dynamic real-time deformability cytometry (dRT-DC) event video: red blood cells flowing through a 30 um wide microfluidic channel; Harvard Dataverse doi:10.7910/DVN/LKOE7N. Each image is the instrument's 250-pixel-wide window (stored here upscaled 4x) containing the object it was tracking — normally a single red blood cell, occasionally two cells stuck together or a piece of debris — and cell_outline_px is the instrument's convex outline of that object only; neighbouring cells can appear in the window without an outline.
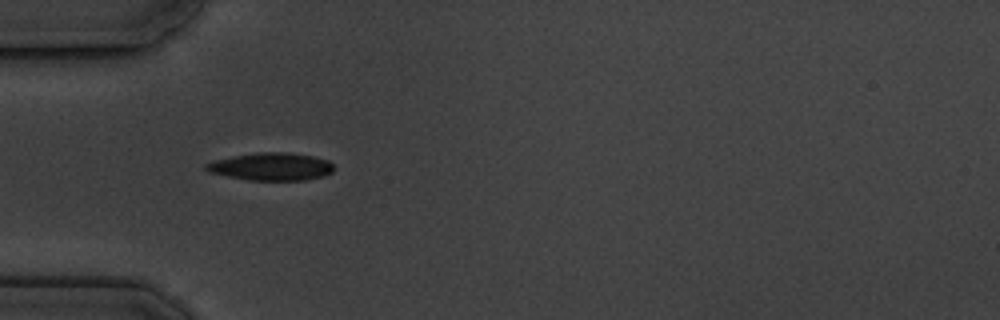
{"species": "common noctule bat (a hibernating species)", "species_latin": "Nyctalus noctula", "temperature_condition": "cold", "stored_images_in_passage": 5, "camera_frame_rate_fps": 3000, "um_per_image_px": 0.085, "animal": {"sex": "male", "body_mass_g": 19.5, "forearm_length_mm": 54.6}, "frame": {"image": 1, "passage_image": 4, "time_ms": 3.667, "image_size_px": [1000, 320], "cell_outline_px": [[336, 168], [332, 172], [324, 176], [304, 180], [248, 180], [208, 172], [204, 168], [204, 164], [216, 160], [232, 156], [260, 152], [288, 152], [312, 156], [328, 160]], "centroid_in_image_um": [23.07, 14.16], "position_along_channel_um": 61.9, "area_um2": 20.63}}